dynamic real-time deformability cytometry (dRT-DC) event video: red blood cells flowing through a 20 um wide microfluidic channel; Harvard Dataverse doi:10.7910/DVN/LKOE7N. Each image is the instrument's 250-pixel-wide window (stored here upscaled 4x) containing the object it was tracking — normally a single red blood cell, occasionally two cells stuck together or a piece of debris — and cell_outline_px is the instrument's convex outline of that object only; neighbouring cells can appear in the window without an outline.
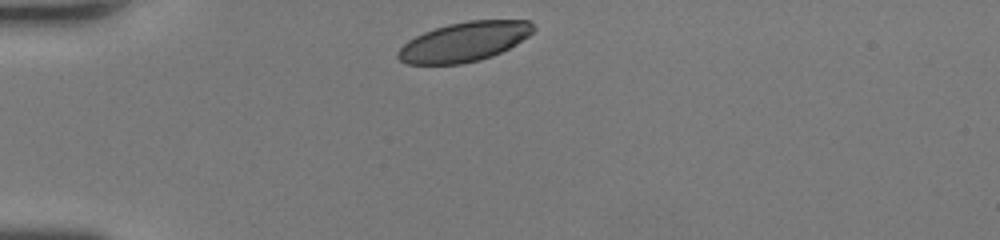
{"species": "human", "species_latin": "Homo sapiens", "temperature_condition": "room temperature", "stored_images_in_passage": 28, "camera_frame_rate_fps": 3000, "um_per_image_px": 0.085, "donor": {"sex": "female"}, "frame": {"image": 1, "passage_image": 1, "time_ms": 0.0, "image_size_px": [1000, 240], "cell_outline_px": [[536, 28], [528, 36], [516, 44], [492, 56], [480, 60], [460, 64], [408, 64], [400, 60], [396, 56], [396, 52], [408, 40], [424, 32], [448, 24], [468, 20], [532, 20]], "centroid_in_image_um": [39.47, 3.54], "position_along_channel_um": 45.5, "area_um2": 31.15}}
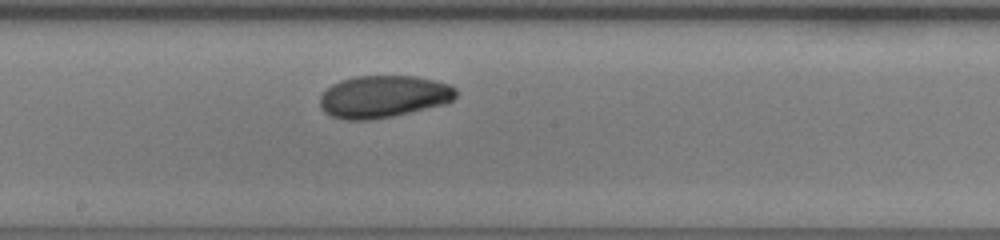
{"frame": {"image": 2, "passage_image": 15, "time_ms": 4.667, "image_size_px": [1000, 240], "cell_outline_px": [[456, 96], [448, 104], [392, 116], [368, 120], [344, 120], [332, 116], [324, 112], [320, 108], [320, 96], [332, 84], [340, 80], [352, 76], [416, 76], [448, 84], [456, 88]], "centroid_in_image_um": [32.58, 8.21], "position_along_channel_um": 215.6, "area_um2": 33.64}}
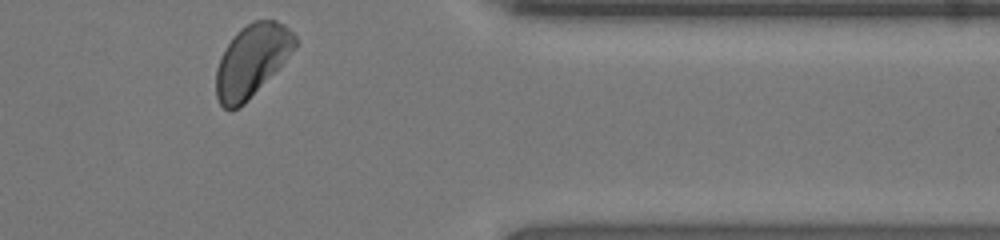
{"frame": {"image": 3, "passage_image": 28, "time_ms": 9.0, "image_size_px": [1000, 240], "cell_outline_px": [[296, 48], [248, 100], [240, 108], [232, 112], [228, 112], [220, 104], [216, 96], [216, 68], [220, 56], [232, 36], [240, 28], [252, 20], [276, 20], [284, 24], [296, 36]], "centroid_in_image_um": [21.37, 5.15], "position_along_channel_um": 390.0, "area_um2": 33.35}, "authors_computed_cell_mechanics": {"area_um2": 33.3506, "velocity_mm_per_s": 4.3515, "shape_relaxation_time_tau1_ms": 3.6347, "shape_relaxation_time_tau2_ms": 3.0126, "deformation_change_tau1": 0.1189, "deformation_change_tau2": 0.0562}}